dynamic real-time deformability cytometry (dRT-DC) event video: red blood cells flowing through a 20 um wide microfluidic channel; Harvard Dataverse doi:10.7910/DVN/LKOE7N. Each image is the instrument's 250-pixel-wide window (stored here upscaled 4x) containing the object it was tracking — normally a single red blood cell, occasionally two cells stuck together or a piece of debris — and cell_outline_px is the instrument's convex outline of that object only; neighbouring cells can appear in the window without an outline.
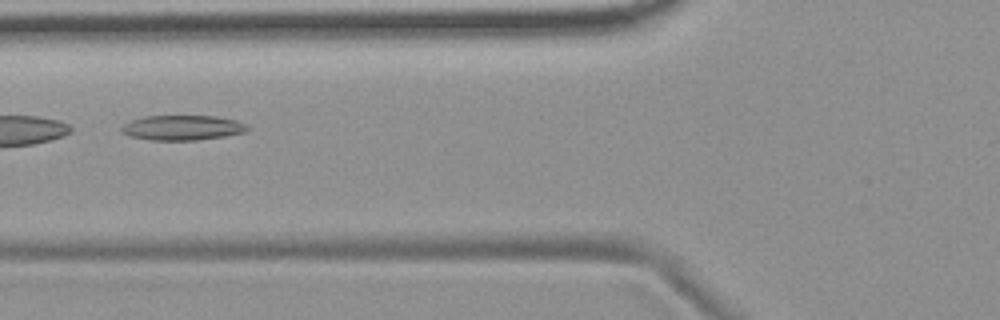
{"species": "common noctule bat (a hibernating species)", "species_latin": "Nyctalus noctula", "temperature_condition": "room temperature", "stored_images_in_passage": 8, "camera_frame_rate_fps": 3000, "um_per_image_px": 0.085, "animal": {"sex": "female", "body_mass_g": 19.9}, "frame": {"image": 1, "passage_image": 6, "time_ms": 6.667, "image_size_px": [1000, 320], "cell_outline_px": [[248, 128], [244, 132], [224, 136], [196, 140], [148, 140], [128, 136], [120, 132], [120, 128], [124, 124], [132, 120], [144, 116], [216, 116], [236, 120], [244, 124]], "centroid_in_image_um": [15.43, 10.86], "position_along_channel_um": 110.4, "area_um2": 18.26}}
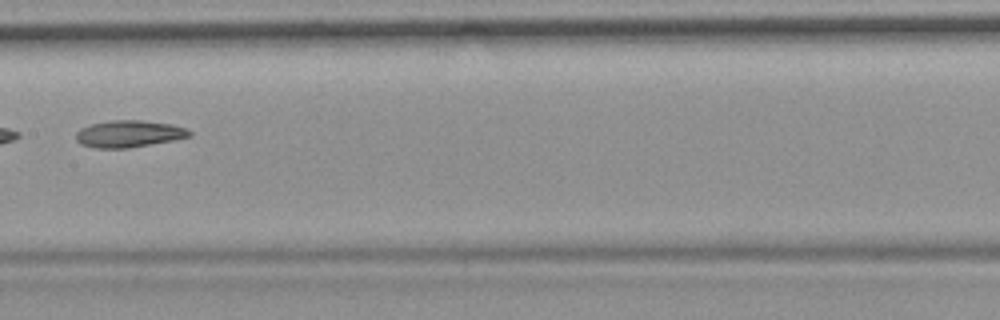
{"frame": {"image": 2, "passage_image": 8, "time_ms": 9.0, "image_size_px": [1000, 320], "cell_outline_px": [[192, 136], [176, 140], [128, 148], [92, 148], [80, 144], [76, 140], [76, 132], [80, 128], [88, 124], [112, 120], [140, 120], [172, 124], [188, 128], [192, 132]], "centroid_in_image_um": [10.97, 11.37], "position_along_channel_um": 196.4, "area_um2": 18.15}}